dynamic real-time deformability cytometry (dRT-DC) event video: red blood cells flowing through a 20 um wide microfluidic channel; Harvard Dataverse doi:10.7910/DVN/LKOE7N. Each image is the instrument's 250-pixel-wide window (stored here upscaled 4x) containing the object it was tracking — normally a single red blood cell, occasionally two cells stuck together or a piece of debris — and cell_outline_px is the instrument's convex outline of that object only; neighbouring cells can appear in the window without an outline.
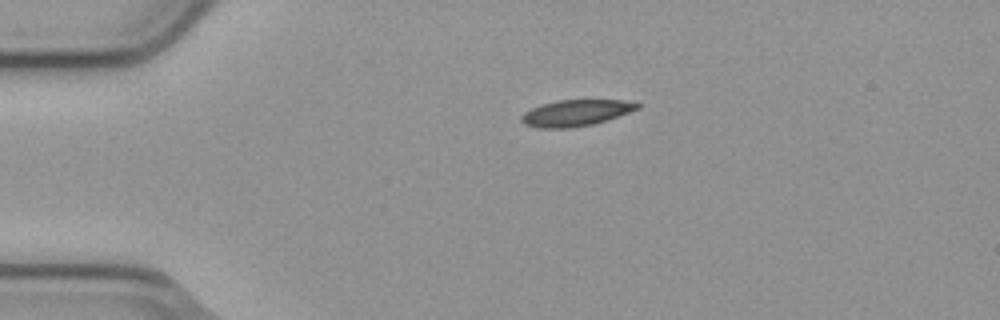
{"species": "common noctule bat (a hibernating species)", "species_latin": "Nyctalus noctula", "temperature_condition": "cold", "stored_images_in_passage": 2, "camera_frame_rate_fps": 3000, "um_per_image_px": 0.085, "animal": {"sex": "male", "body_mass_g": 23.1, "forearm_length_mm": 52.7}, "frame": {"image": 1, "passage_image": 1, "time_ms": 0.0, "image_size_px": [1000, 320], "cell_outline_px": [[644, 104], [640, 108], [592, 124], [572, 128], [536, 128], [524, 124], [520, 120], [520, 116], [524, 112], [540, 104], [556, 100], [624, 100]], "centroid_in_image_um": [48.9, 9.59], "position_along_channel_um": 36.1, "area_um2": 17.8}}